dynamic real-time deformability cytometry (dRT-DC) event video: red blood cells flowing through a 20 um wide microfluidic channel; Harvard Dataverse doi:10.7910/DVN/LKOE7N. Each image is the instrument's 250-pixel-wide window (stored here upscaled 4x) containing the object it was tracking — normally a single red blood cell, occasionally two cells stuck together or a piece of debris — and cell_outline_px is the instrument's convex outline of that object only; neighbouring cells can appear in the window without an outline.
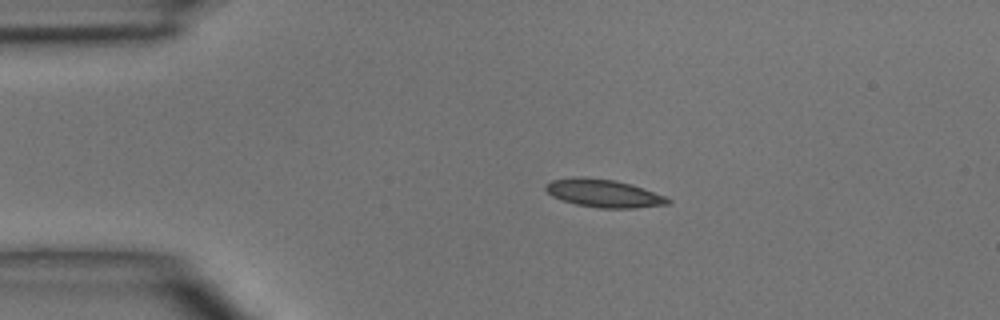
{"species": "common noctule bat (a hibernating species)", "species_latin": "Nyctalus noctula", "temperature_condition": "room temperature", "stored_images_in_passage": 3, "camera_frame_rate_fps": 3000, "um_per_image_px": 0.085, "animal": {"sex": "male", "body_mass_g": 15.6}, "frame": {"image": 1, "passage_image": 2, "time_ms": 1.0, "image_size_px": [1000, 320], "cell_outline_px": [[672, 200], [668, 204], [636, 208], [600, 208], [576, 204], [552, 196], [544, 188], [544, 184], [552, 180], [576, 176], [584, 176], [616, 180], [632, 184], [644, 188], [664, 196]], "centroid_in_image_um": [51.3, 16.41], "position_along_channel_um": 33.7, "area_um2": 20.0}}